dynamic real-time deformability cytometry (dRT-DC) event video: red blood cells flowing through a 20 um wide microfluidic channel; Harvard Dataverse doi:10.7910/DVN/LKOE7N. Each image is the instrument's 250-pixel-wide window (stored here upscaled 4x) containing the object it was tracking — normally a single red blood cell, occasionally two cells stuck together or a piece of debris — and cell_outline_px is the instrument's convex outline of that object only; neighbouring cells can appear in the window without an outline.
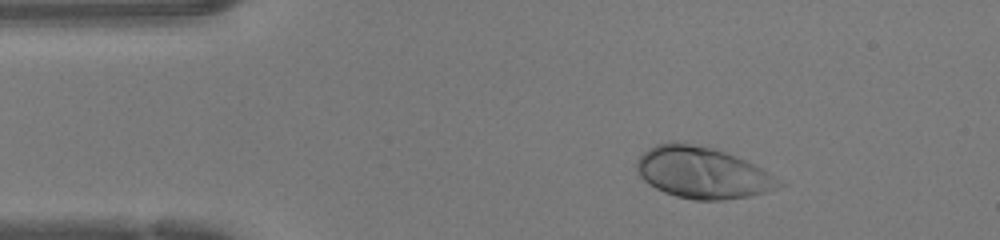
{"species": "human", "species_latin": "Homo sapiens", "temperature_condition": "warm", "stored_images_in_passage": 46, "camera_frame_rate_fps": 3000, "um_per_image_px": 0.085, "donor": {"sex": "female"}, "frame": {"image": 1, "passage_image": 6, "time_ms": 1.667, "image_size_px": [1000, 240], "cell_outline_px": [[788, 184], [764, 192], [748, 196], [720, 200], [696, 200], [676, 196], [664, 192], [648, 184], [640, 176], [636, 168], [636, 160], [648, 148], [656, 144], [672, 140], [676, 140], [716, 148], [756, 164]], "centroid_in_image_um": [59.71, 14.65], "position_along_channel_um": 25.3, "area_um2": 43.12}}
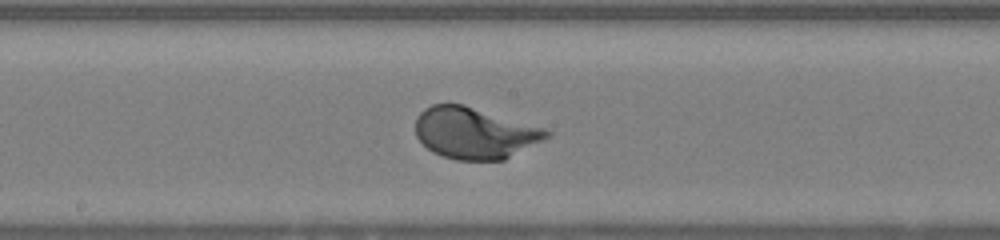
{"frame": {"image": 2, "passage_image": 23, "time_ms": 7.333, "image_size_px": [1000, 240], "cell_outline_px": [[552, 132], [548, 136], [504, 160], [456, 160], [432, 152], [416, 136], [416, 116], [424, 108], [432, 104], [464, 104], [544, 128]], "centroid_in_image_um": [40.3, 11.3], "position_along_channel_um": 207.9, "area_um2": 38.9}}
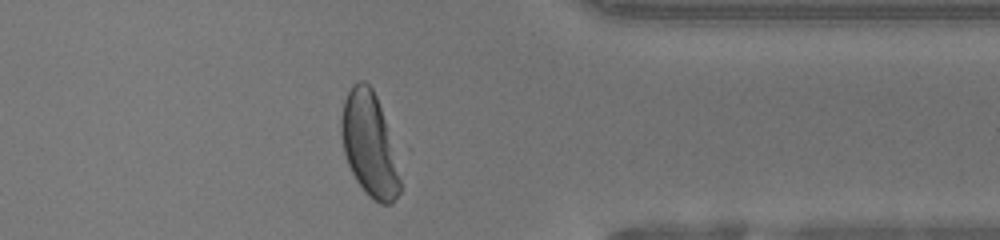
{"frame": {"image": 3, "passage_image": 36, "time_ms": 11.667, "image_size_px": [1000, 240], "cell_outline_px": [[400, 192], [392, 204], [380, 204], [368, 196], [356, 180], [348, 164], [344, 152], [340, 132], [340, 120], [344, 100], [352, 84], [360, 80], [364, 80], [372, 88], [376, 96], [396, 148], [400, 180]], "centroid_in_image_um": [31.41, 12.29], "position_along_channel_um": 380.0, "area_um2": 35.95}, "authors_computed_cell_mechanics": {"area_um2": 39.1306, "velocity_mm_per_s": 4.2461, "shape_relaxation_time_tau1_ms": 1.7932, "shape_relaxation_time_tau2_ms": null, "deformation_change_tau1": 0.163, "deformation_change_tau2": null}}